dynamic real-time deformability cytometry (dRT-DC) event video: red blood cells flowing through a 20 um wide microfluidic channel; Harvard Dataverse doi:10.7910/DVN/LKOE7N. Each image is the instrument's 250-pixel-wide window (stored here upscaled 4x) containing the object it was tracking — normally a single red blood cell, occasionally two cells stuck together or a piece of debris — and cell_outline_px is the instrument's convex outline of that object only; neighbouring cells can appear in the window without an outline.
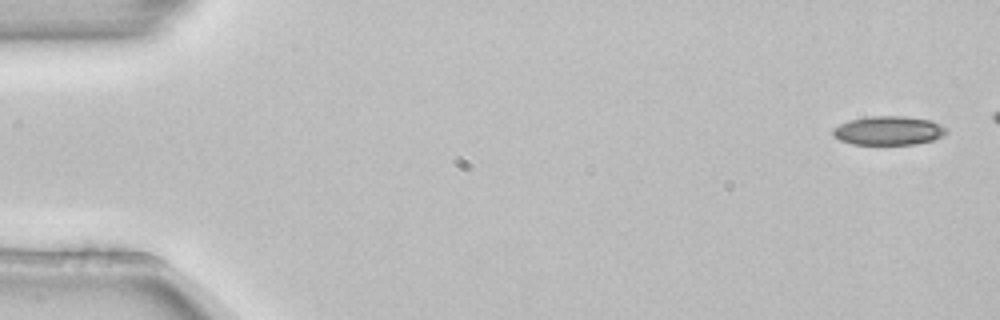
{"species": "common noctule bat (a hibernating species)", "species_latin": "Nyctalus noctula", "temperature_condition": "room temperature", "stored_images_in_passage": 6, "camera_frame_rate_fps": 3000, "um_per_image_px": 0.085, "animal": {"sex": "female", "body_mass_g": 22.7, "forearm_length_mm": 54.2}, "frame": {"image": 1, "passage_image": 1, "time_ms": 0.0, "image_size_px": [1000, 320], "cell_outline_px": [[948, 132], [944, 136], [932, 140], [916, 144], [852, 144], [840, 140], [832, 132], [832, 128], [848, 120], [872, 116], [904, 116], [932, 120], [948, 128]], "centroid_in_image_um": [75.57, 11.09], "position_along_channel_um": 9.4, "area_um2": 19.19}}